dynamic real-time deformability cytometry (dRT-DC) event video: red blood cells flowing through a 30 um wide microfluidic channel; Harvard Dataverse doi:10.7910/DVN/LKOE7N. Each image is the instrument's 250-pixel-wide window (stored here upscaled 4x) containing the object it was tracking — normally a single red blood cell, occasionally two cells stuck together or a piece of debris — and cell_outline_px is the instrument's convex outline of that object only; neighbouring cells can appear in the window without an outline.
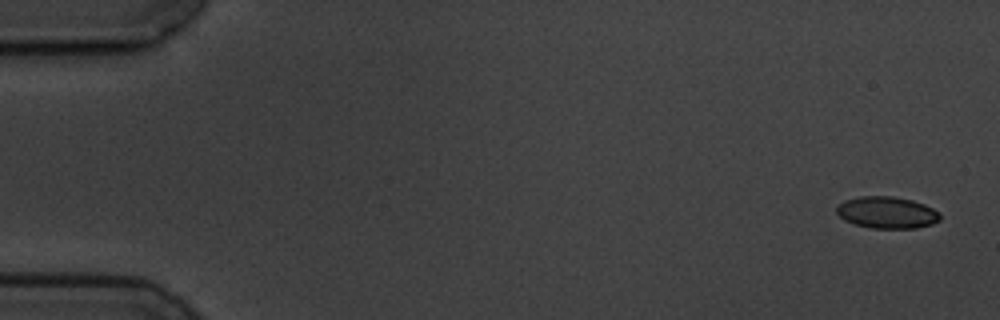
{"species": "common noctule bat (a hibernating species)", "species_latin": "Nyctalus noctula", "temperature_condition": "cold", "stored_images_in_passage": 6, "camera_frame_rate_fps": 3000, "um_per_image_px": 0.085, "animal": {"sex": "male", "body_mass_g": 19.5, "forearm_length_mm": 54.6}, "frame": {"image": 1, "passage_image": 1, "time_ms": 0.0, "image_size_px": [1000, 320], "cell_outline_px": [[940, 220], [932, 224], [916, 228], [872, 228], [856, 224], [844, 220], [836, 212], [836, 208], [844, 200], [860, 196], [892, 196], [912, 200], [924, 204], [940, 212]], "centroid_in_image_um": [75.4, 18.06], "position_along_channel_um": 9.6, "area_um2": 19.13}}
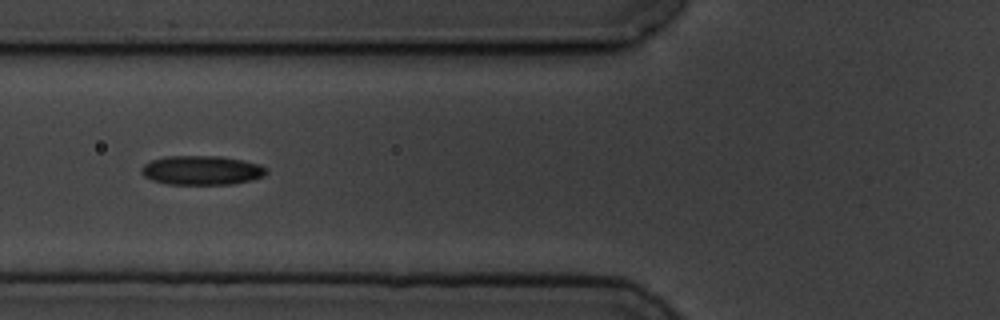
{"frame": {"image": 2, "passage_image": 6, "time_ms": 6.667, "image_size_px": [1000, 320], "cell_outline_px": [[268, 172], [264, 176], [252, 180], [232, 184], [168, 184], [152, 180], [144, 176], [140, 172], [140, 168], [144, 164], [152, 160], [164, 156], [220, 156], [260, 164], [268, 168]], "centroid_in_image_um": [17.15, 14.47], "position_along_channel_um": 108.7, "area_um2": 21.39}}